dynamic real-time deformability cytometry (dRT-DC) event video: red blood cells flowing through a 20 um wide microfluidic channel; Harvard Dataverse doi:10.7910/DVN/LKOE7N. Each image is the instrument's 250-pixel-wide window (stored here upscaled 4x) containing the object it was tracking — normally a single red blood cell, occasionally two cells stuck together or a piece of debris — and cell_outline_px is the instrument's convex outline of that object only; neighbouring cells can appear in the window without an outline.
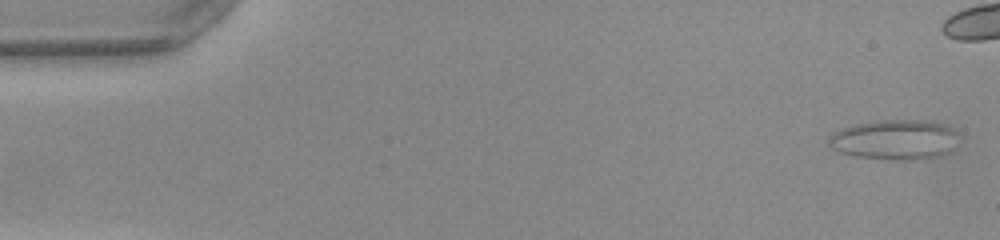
{"species": "common noctule bat (a hibernating species)", "species_latin": "Nyctalus noctula", "temperature_condition": "warm", "stored_images_in_passage": 42, "camera_frame_rate_fps": 3000, "um_per_image_px": 0.085, "animal": {"sex": "female", "body_mass_g": 22.0, "forearm_length_mm": 56.7}, "frame": {"image": 1, "passage_image": 2, "time_ms": 0.333, "image_size_px": [1000, 240], "cell_outline_px": [[956, 132], [952, 152], [944, 156], [924, 160], [892, 160], [852, 156], [840, 152], [832, 148], [828, 144], [828, 136], [832, 132], [856, 124], [880, 120], [928, 120], [944, 124], [952, 128]], "centroid_in_image_um": [76.06, 11.89], "position_along_channel_um": 8.9, "area_um2": 30.75}}
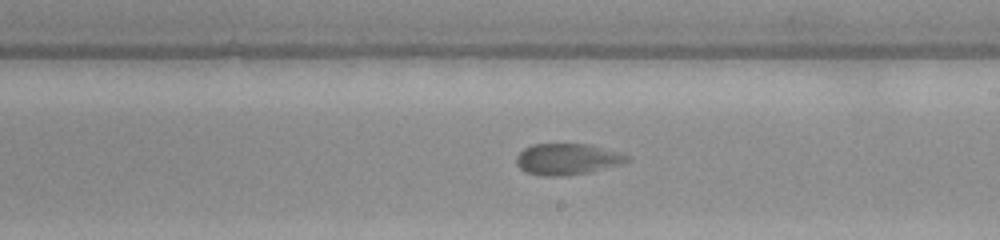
{"frame": {"image": 2, "passage_image": 30, "time_ms": 9.667, "image_size_px": [1000, 240], "cell_outline_px": [[632, 160], [624, 164], [588, 172], [560, 176], [544, 176], [524, 172], [516, 164], [516, 156], [524, 148], [532, 144], [592, 144], [620, 152], [632, 156]], "centroid_in_image_um": [48.27, 13.52], "position_along_channel_um": 240.7, "area_um2": 20.52}}
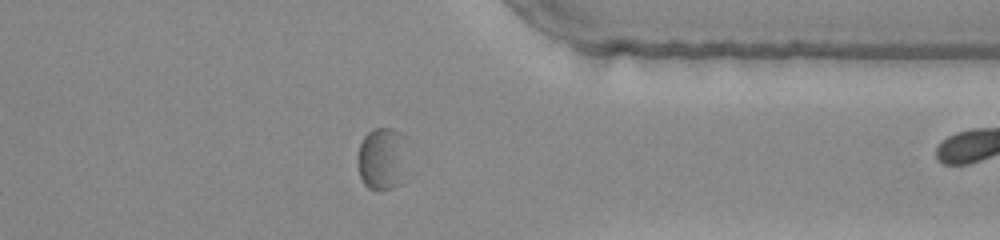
{"frame": {"image": 3, "passage_image": 41, "time_ms": 13.333, "image_size_px": [1000, 240], "cell_outline_px": [[408, 136], [400, 184], [392, 188], [368, 188], [364, 184], [360, 176], [356, 160], [356, 156], [360, 144], [364, 136], [372, 128], [392, 128], [404, 132]], "centroid_in_image_um": [32.47, 13.4], "position_along_channel_um": 378.9, "area_um2": 18.38}}